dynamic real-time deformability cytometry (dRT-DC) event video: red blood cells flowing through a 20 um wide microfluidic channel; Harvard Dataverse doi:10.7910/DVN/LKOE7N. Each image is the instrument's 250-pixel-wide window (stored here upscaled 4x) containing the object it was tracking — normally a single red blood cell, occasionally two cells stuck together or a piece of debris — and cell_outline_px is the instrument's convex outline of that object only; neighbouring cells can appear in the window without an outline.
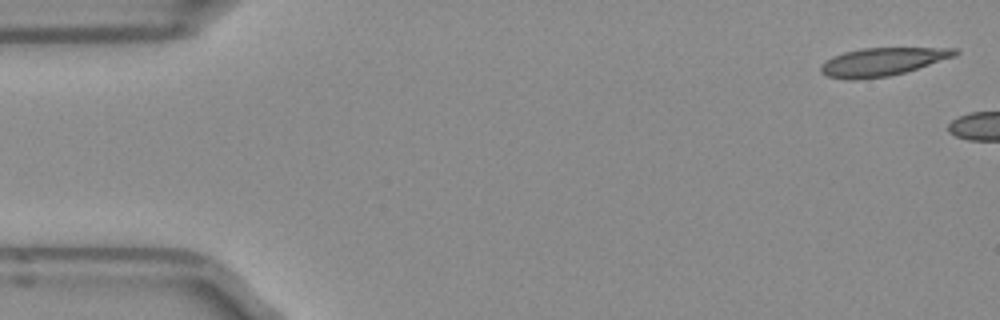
{"species": "Egyptian fruit bat (a non-hibernating species)", "species_latin": "Rousettus aegyptiacus", "temperature_condition": "room temperature", "stored_images_in_passage": 4, "camera_frame_rate_fps": 3000, "um_per_image_px": 0.085, "frame": {"image": 1, "passage_image": 1, "time_ms": 0.0, "image_size_px": [1000, 320], "cell_outline_px": [[960, 52], [956, 56], [904, 72], [888, 76], [856, 80], [848, 80], [828, 76], [820, 72], [820, 64], [832, 56], [844, 52], [860, 48], [956, 48]], "centroid_in_image_um": [74.96, 5.25], "position_along_channel_um": 10.0, "area_um2": 21.96}}